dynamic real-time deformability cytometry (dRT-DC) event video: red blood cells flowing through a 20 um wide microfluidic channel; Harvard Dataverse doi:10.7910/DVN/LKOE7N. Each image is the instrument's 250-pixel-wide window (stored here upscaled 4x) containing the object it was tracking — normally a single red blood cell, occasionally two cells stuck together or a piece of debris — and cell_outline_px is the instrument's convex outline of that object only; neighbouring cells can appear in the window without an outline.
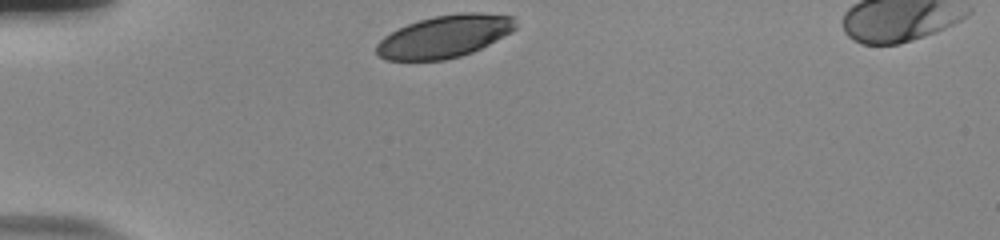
{"species": "human", "species_latin": "Homo sapiens", "temperature_condition": "room temperature", "stored_images_in_passage": 31, "camera_frame_rate_fps": 3000, "um_per_image_px": 0.085, "donor": {"sex": "male"}, "frame": {"image": 1, "passage_image": 1, "time_ms": 0.0, "image_size_px": [1000, 240], "cell_outline_px": [[516, 28], [512, 32], [472, 52], [460, 56], [444, 60], [384, 60], [376, 52], [376, 44], [384, 36], [408, 24], [432, 16], [460, 12], [480, 12], [512, 16], [516, 24]], "centroid_in_image_um": [37.79, 3.09], "position_along_channel_um": 47.2, "area_um2": 34.28}}
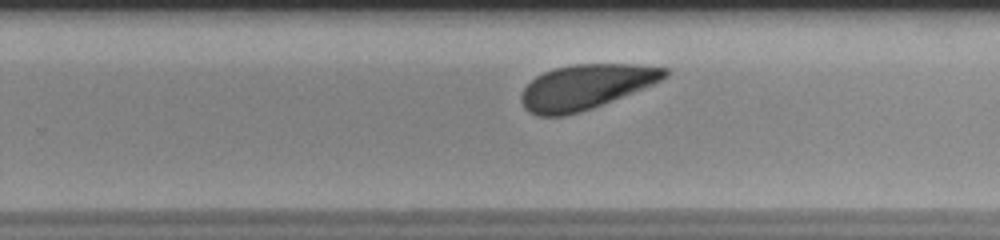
{"frame": {"image": 2, "passage_image": 22, "time_ms": 7.0, "image_size_px": [1000, 240], "cell_outline_px": [[668, 76], [652, 84], [592, 108], [580, 112], [564, 116], [540, 116], [528, 112], [524, 108], [520, 100], [520, 96], [524, 88], [536, 76], [552, 68], [572, 64], [636, 64], [668, 68]], "centroid_in_image_um": [49.74, 7.38], "position_along_channel_um": 280.1, "area_um2": 37.28}}
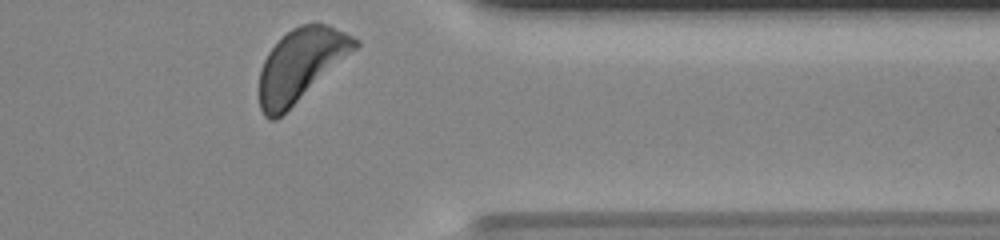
{"frame": {"image": 3, "passage_image": 31, "time_ms": 10.0, "image_size_px": [1000, 240], "cell_outline_px": [[360, 44], [356, 48], [276, 120], [272, 120], [264, 116], [260, 108], [260, 72], [264, 60], [268, 52], [292, 28], [300, 24], [316, 20], [328, 24], [360, 40]], "centroid_in_image_um": [25.56, 5.46], "position_along_channel_um": 385.8, "area_um2": 39.59}, "authors_computed_cell_mechanics": {"area_um2": 37.9168, "velocity_mm_per_s": 3.76, "shape_relaxation_time_tau1_ms": 1.9878, "shape_relaxation_time_tau2_ms": null, "deformation_change_tau1": 0.101, "deformation_change_tau2": null}}